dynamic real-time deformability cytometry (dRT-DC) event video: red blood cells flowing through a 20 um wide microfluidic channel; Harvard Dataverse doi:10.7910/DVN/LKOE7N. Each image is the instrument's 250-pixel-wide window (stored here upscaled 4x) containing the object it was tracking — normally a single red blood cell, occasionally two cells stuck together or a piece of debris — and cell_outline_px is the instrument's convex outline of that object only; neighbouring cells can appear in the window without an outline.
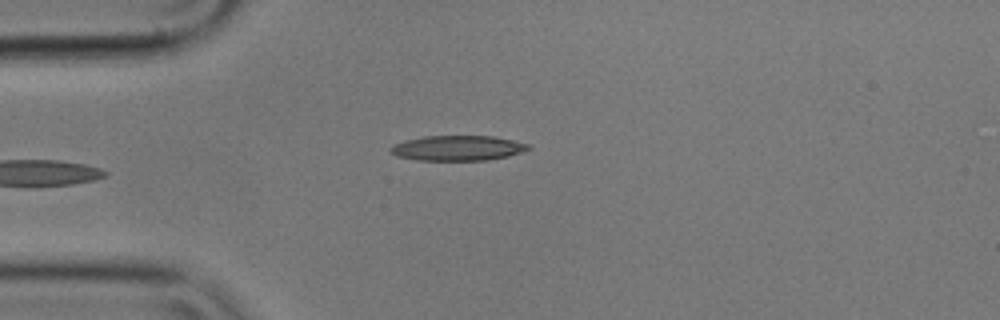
{"species": "common noctule bat (a hibernating species)", "species_latin": "Nyctalus noctula", "temperature_condition": "cold", "stored_images_in_passage": 4, "camera_frame_rate_fps": 3000, "um_per_image_px": 0.085, "animal": {"sex": "male", "body_mass_g": 17.9}, "frame": {"image": 1, "passage_image": 4, "time_ms": 1.0, "image_size_px": [1000, 320], "cell_outline_px": [[532, 148], [508, 156], [488, 160], [416, 160], [396, 156], [388, 152], [388, 148], [392, 144], [404, 140], [424, 136], [492, 136], [512, 140], [528, 144]], "centroid_in_image_um": [38.82, 12.58], "position_along_channel_um": 46.2, "area_um2": 20.29}}